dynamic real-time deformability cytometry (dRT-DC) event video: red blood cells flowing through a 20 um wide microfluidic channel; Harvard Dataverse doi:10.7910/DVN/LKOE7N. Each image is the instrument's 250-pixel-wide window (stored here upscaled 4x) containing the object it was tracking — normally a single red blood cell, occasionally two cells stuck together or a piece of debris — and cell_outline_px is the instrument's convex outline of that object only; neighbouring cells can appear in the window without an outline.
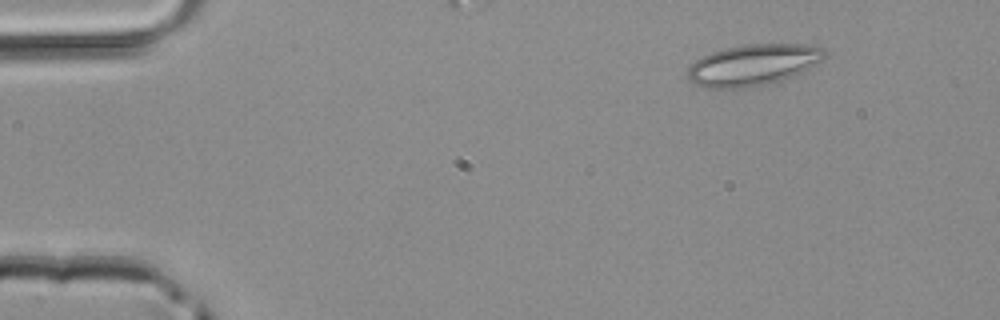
{"species": "common noctule bat (a hibernating species)", "species_latin": "Nyctalus noctula", "temperature_condition": "room temperature", "stored_images_in_passage": 3, "camera_frame_rate_fps": 3000, "um_per_image_px": 0.085, "animal": {"sex": "male", "body_mass_g": 20.4}, "frame": {"image": 1, "passage_image": 1, "time_ms": 0.0, "image_size_px": [1000, 320], "cell_outline_px": [[828, 52], [824, 60], [792, 76], [780, 80], [748, 88], [704, 88], [692, 84], [688, 76], [688, 68], [696, 60], [712, 52], [744, 44], [816, 44], [824, 48]], "centroid_in_image_um": [64.05, 5.51], "position_along_channel_um": 20.9, "area_um2": 33.0}}
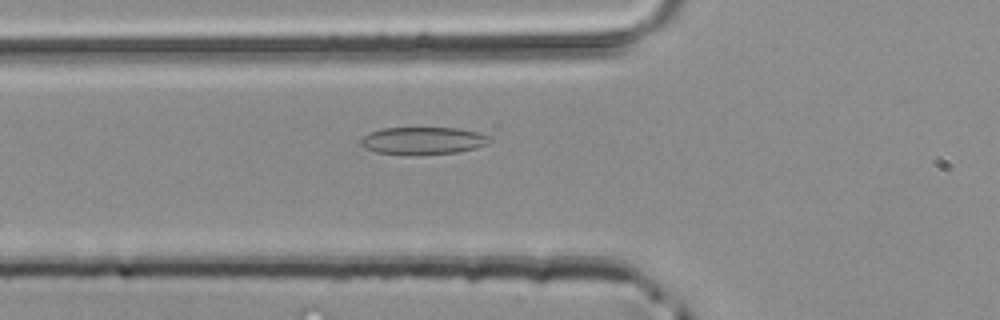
{"frame": {"image": 2, "passage_image": 3, "time_ms": 0.667, "image_size_px": [1000, 320], "cell_outline_px": [[492, 140], [488, 144], [476, 148], [460, 152], [376, 152], [364, 148], [356, 144], [364, 136], [372, 132], [384, 128], [456, 128], [476, 132], [492, 136]], "centroid_in_image_um": [35.99, 11.92], "position_along_channel_um": 89.8, "area_um2": 19.83}}